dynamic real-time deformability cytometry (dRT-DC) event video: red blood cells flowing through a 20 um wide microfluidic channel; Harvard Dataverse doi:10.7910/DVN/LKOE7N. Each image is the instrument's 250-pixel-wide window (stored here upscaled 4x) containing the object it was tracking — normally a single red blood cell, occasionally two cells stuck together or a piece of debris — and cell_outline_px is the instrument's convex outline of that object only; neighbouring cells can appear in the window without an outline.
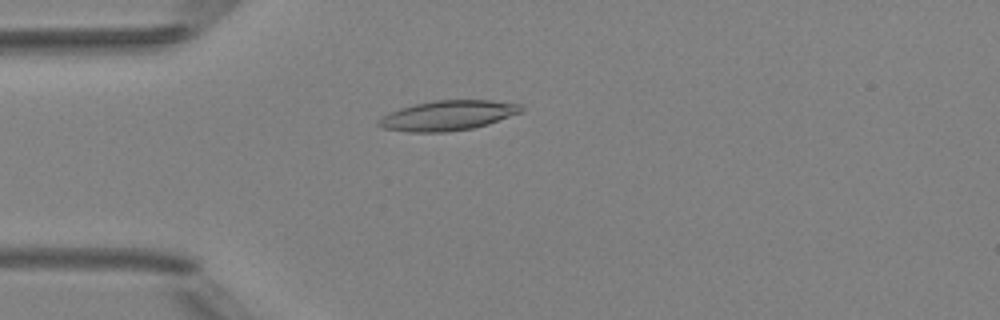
{"species": "Egyptian fruit bat (a non-hibernating species)", "species_latin": "Rousettus aegyptiacus", "temperature_condition": "room temperature", "stored_images_in_passage": 6, "camera_frame_rate_fps": 3000, "um_per_image_px": 0.085, "animal": {"sex": "female"}, "frame": {"image": 1, "passage_image": 4, "time_ms": 3.667, "image_size_px": [1000, 320], "cell_outline_px": [[524, 108], [520, 112], [488, 124], [472, 128], [448, 132], [408, 132], [384, 128], [376, 124], [376, 120], [400, 108], [416, 104], [436, 100], [492, 100], [520, 104]], "centroid_in_image_um": [38.06, 9.82], "position_along_channel_um": 46.9, "area_um2": 24.62}}
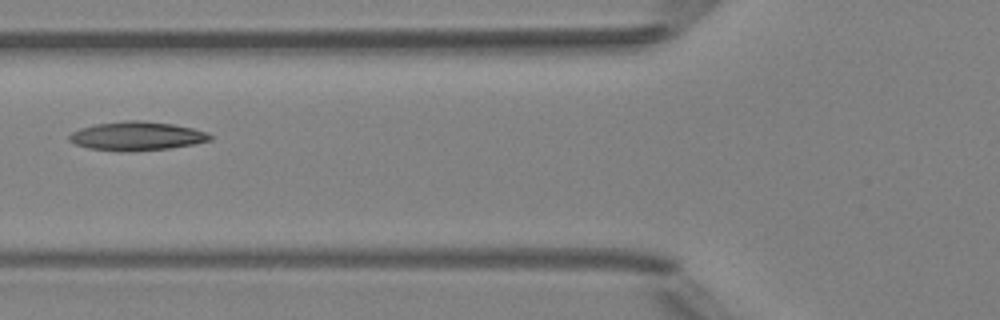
{"frame": {"image": 2, "passage_image": 6, "time_ms": 5.667, "image_size_px": [1000, 320], "cell_outline_px": [[212, 140], [172, 148], [88, 148], [76, 144], [68, 140], [68, 136], [72, 132], [80, 128], [96, 124], [124, 120], [140, 120], [172, 124], [192, 128], [208, 132], [212, 136]], "centroid_in_image_um": [11.66, 11.5], "position_along_channel_um": 114.1, "area_um2": 22.48}}